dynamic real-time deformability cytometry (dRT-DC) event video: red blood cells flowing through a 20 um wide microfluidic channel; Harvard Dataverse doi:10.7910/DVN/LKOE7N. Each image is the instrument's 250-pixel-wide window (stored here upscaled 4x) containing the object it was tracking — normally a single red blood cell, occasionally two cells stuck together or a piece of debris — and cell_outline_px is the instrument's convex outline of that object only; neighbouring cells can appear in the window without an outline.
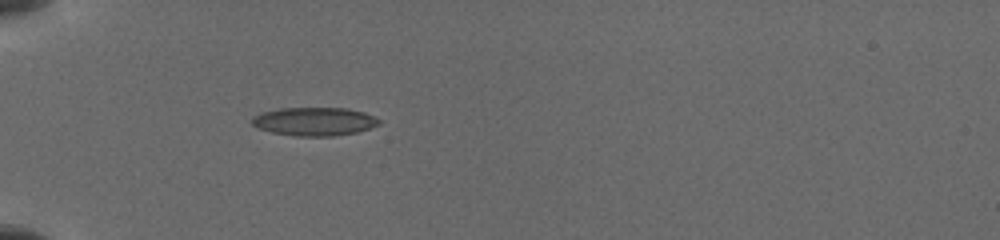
{"species": "common noctule bat (a hibernating species)", "species_latin": "Nyctalus noctula", "temperature_condition": "cold", "stored_images_in_passage": 14, "camera_frame_rate_fps": 3000, "um_per_image_px": 0.085, "animal": {"sex": "female", "body_mass_g": 19.5, "forearm_length_mm": 54.1}, "frame": {"image": 1, "passage_image": 12, "time_ms": 6.0, "image_size_px": [1000, 240], "cell_outline_px": [[380, 124], [356, 132], [332, 136], [296, 136], [272, 132], [260, 128], [252, 124], [252, 116], [260, 112], [280, 108], [348, 108], [364, 112], [380, 120]], "centroid_in_image_um": [26.7, 10.31], "position_along_channel_um": 58.3, "area_um2": 20.92}}
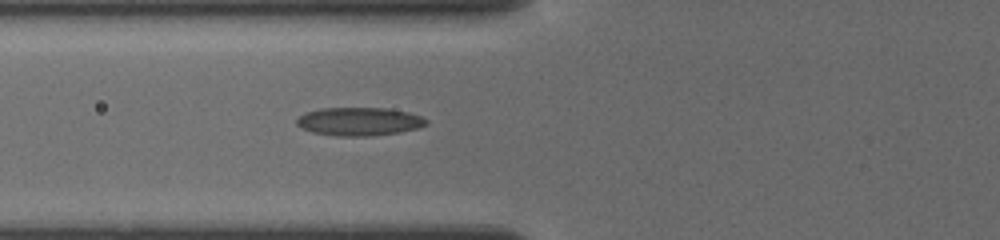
{"frame": {"image": 2, "passage_image": 14, "time_ms": 7.333, "image_size_px": [1000, 240], "cell_outline_px": [[428, 124], [416, 128], [400, 132], [372, 136], [336, 136], [312, 132], [300, 128], [296, 124], [296, 120], [304, 112], [320, 108], [388, 108], [408, 112], [420, 116], [428, 120]], "centroid_in_image_um": [30.5, 10.33], "position_along_channel_um": 95.3, "area_um2": 21.5}}